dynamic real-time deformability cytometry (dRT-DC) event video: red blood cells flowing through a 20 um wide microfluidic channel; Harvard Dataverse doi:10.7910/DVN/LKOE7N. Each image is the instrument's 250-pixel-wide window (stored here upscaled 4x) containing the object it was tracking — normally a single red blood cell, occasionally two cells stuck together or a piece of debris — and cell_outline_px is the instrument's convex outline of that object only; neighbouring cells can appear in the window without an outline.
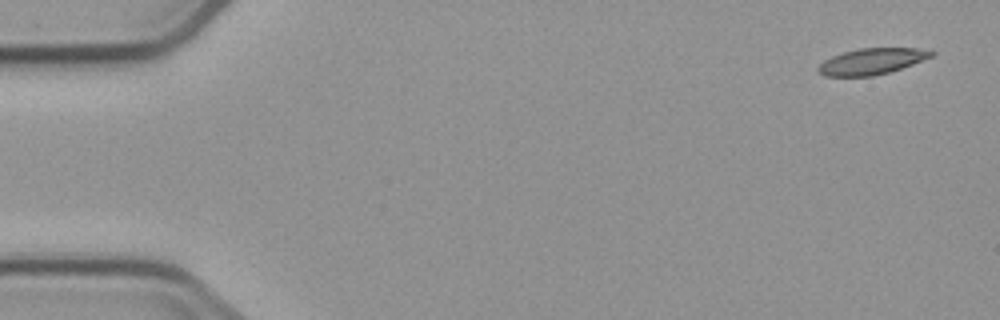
{"species": "common noctule bat (a hibernating species)", "species_latin": "Nyctalus noctula", "temperature_condition": "cold", "stored_images_in_passage": 5, "camera_frame_rate_fps": 3000, "um_per_image_px": 0.085, "animal": {"sex": "male", "body_mass_g": 23.1, "forearm_length_mm": 52.7}, "frame": {"image": 1, "passage_image": 1, "time_ms": 0.0, "image_size_px": [1000, 320], "cell_outline_px": [[936, 52], [932, 56], [912, 64], [888, 72], [872, 76], [824, 76], [816, 72], [816, 68], [824, 60], [832, 56], [844, 52], [860, 48], [916, 48]], "centroid_in_image_um": [74.03, 5.22], "position_along_channel_um": 11.0, "area_um2": 17.05}}
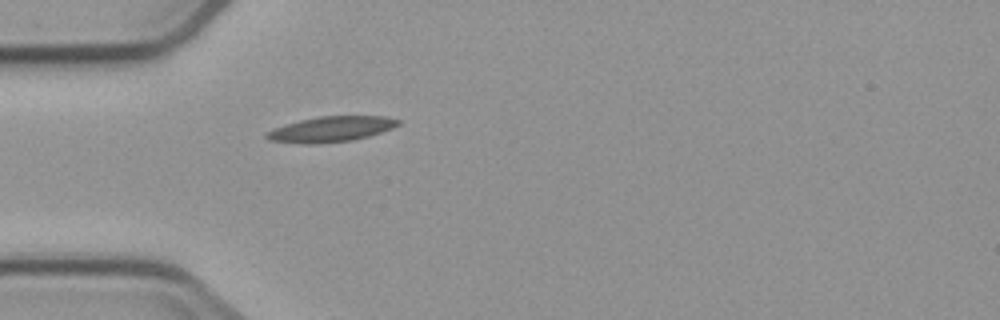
{"frame": {"image": 2, "passage_image": 5, "time_ms": 4.667, "image_size_px": [1000, 320], "cell_outline_px": [[400, 124], [392, 128], [368, 136], [352, 140], [316, 144], [304, 144], [268, 140], [264, 136], [272, 128], [284, 124], [300, 120], [320, 116], [384, 116], [400, 120]], "centroid_in_image_um": [28.1, 10.98], "position_along_channel_um": 56.9, "area_um2": 19.48}}